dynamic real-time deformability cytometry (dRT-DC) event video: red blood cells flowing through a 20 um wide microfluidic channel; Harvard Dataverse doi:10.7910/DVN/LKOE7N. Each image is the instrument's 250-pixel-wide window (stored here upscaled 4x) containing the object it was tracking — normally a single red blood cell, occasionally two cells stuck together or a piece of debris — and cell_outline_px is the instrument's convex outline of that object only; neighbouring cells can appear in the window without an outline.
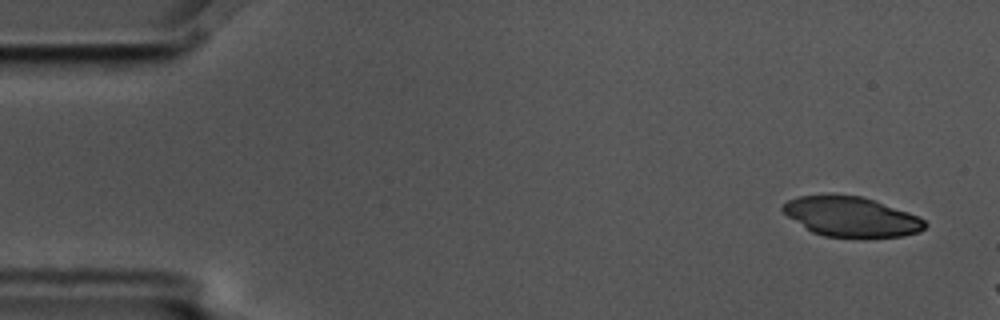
{"species": "common noctule bat (a hibernating species)", "species_latin": "Nyctalus noctula", "temperature_condition": "cold", "stored_images_in_passage": 3, "camera_frame_rate_fps": 3000, "um_per_image_px": 0.085, "animal": {"sex": "male", "body_mass_g": 17.5, "forearm_length_mm": 52.3}, "frame": {"image": 1, "passage_image": 1, "time_ms": 0.0, "image_size_px": [1000, 320], "cell_outline_px": [[928, 224], [920, 232], [904, 236], [864, 240], [824, 236], [812, 232], [788, 216], [780, 208], [788, 200], [800, 196], [828, 192], [832, 192], [860, 196], [908, 212], [924, 220]], "centroid_in_image_um": [72.35, 18.44], "position_along_channel_um": 12.7, "area_um2": 34.04}}